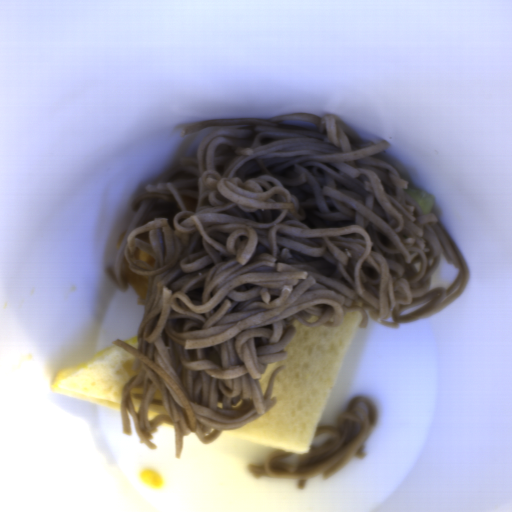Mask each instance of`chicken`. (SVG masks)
I'll return each mask as SVG.
<instances>
[{"instance_id":"obj_1","label":"chicken","mask_w":512,"mask_h":512,"mask_svg":"<svg viewBox=\"0 0 512 512\" xmlns=\"http://www.w3.org/2000/svg\"><path fill=\"white\" fill-rule=\"evenodd\" d=\"M121 276L127 281V285H130L133 288L139 300L146 305L147 280L145 277L133 274L127 266V261L124 259L122 263Z\"/></svg>"}]
</instances>
